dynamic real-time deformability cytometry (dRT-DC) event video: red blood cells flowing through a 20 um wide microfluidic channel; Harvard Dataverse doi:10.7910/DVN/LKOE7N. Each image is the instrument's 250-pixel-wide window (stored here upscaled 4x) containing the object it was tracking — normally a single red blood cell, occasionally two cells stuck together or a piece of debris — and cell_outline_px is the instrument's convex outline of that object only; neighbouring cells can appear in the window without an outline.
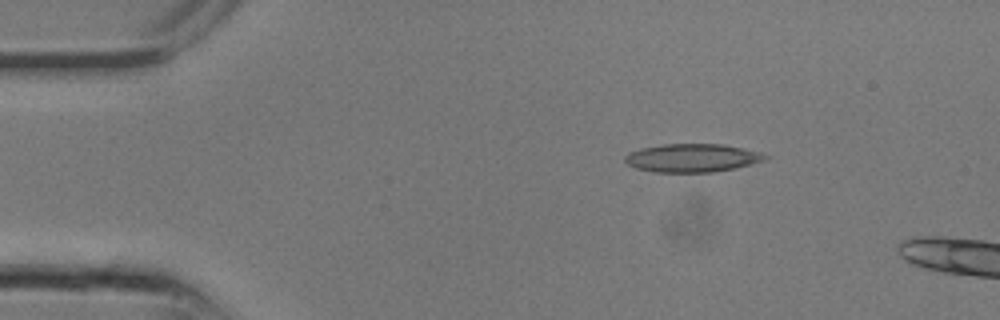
{"species": "common noctule bat (a hibernating species)", "species_latin": "Nyctalus noctula", "temperature_condition": "room temperature", "stored_images_in_passage": 7, "camera_frame_rate_fps": 3000, "um_per_image_px": 0.085, "animal": {"sex": "male", "body_mass_g": 13.3}, "frame": {"image": 1, "passage_image": 3, "time_ms": 0.667, "image_size_px": [1000, 320], "cell_outline_px": [[772, 156], [764, 160], [736, 168], [712, 172], [656, 172], [636, 168], [628, 164], [624, 160], [624, 156], [640, 148], [664, 144], [724, 144], [744, 148], [760, 152]], "centroid_in_image_um": [58.87, 13.42], "position_along_channel_um": 26.1, "area_um2": 23.12}}